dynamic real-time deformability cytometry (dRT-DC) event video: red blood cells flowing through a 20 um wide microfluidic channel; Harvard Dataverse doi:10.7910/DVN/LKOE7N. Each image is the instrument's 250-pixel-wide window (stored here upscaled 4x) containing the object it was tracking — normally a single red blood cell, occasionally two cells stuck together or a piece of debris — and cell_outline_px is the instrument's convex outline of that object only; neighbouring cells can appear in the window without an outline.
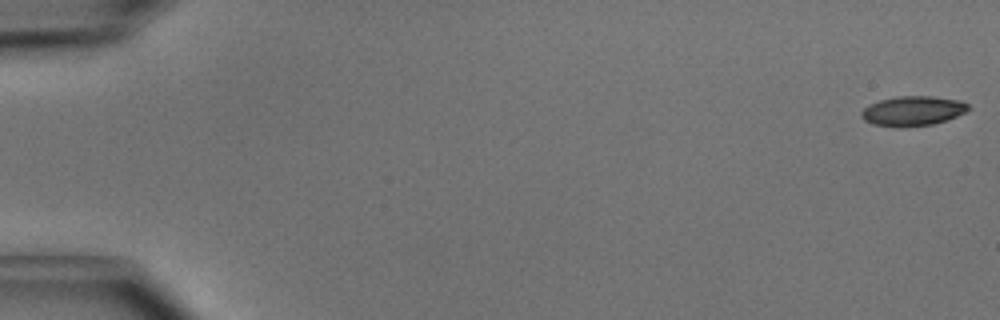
{"species": "common noctule bat (a hibernating species)", "species_latin": "Nyctalus noctula", "temperature_condition": "cold", "stored_images_in_passage": 50, "camera_frame_rate_fps": 3000, "um_per_image_px": 0.085, "animal": {"sex": "male", "body_mass_g": 15.6}, "frame": {"image": 1, "passage_image": 1, "time_ms": 0.0, "image_size_px": [1000, 320], "cell_outline_px": [[972, 108], [956, 116], [932, 124], [872, 124], [864, 120], [860, 116], [860, 112], [868, 104], [880, 100], [896, 96], [932, 96], [960, 100], [968, 104]], "centroid_in_image_um": [77.59, 9.37], "position_along_channel_um": 7.4, "area_um2": 17.8}}
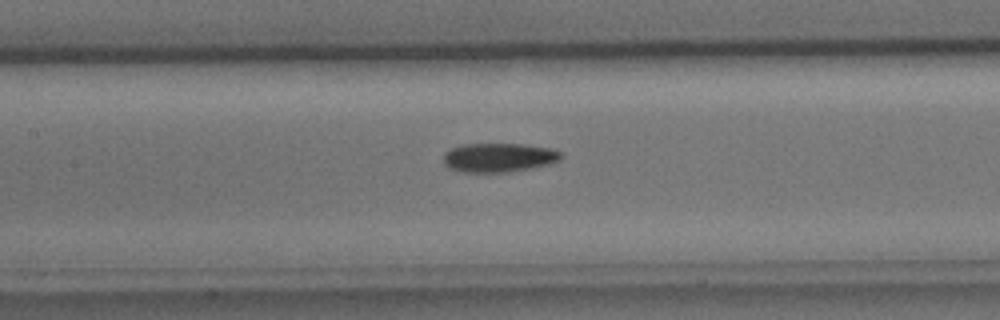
{"frame": {"image": 2, "passage_image": 24, "time_ms": 7.667, "image_size_px": [1000, 320], "cell_outline_px": [[564, 156], [560, 160], [548, 164], [532, 168], [508, 172], [464, 172], [452, 168], [444, 164], [444, 152], [452, 148], [464, 144], [524, 144], [552, 148], [560, 152]], "centroid_in_image_um": [42.44, 13.38], "position_along_channel_um": 165.0, "area_um2": 19.88}}
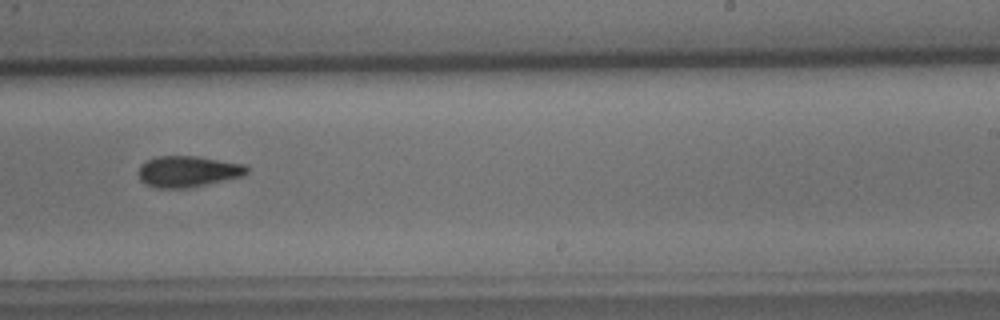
{"frame": {"image": 3, "passage_image": 32, "time_ms": 10.333, "image_size_px": [1000, 320], "cell_outline_px": [[248, 172], [244, 176], [188, 188], [160, 188], [148, 184], [140, 180], [140, 164], [156, 156], [196, 156], [244, 164], [248, 168]], "centroid_in_image_um": [16.0, 14.57], "position_along_channel_um": 273.0, "area_um2": 19.48}, "authors_computed_cell_mechanics": {"area_um2": 19.2185, "velocity_mm_per_s": 4.0665, "shape_relaxation_time_tau1_ms": 6.687, "shape_relaxation_time_tau2_ms": 7.7471, "deformation_change_tau1": 0.1476, "deformation_change_tau2": 0.1513}}